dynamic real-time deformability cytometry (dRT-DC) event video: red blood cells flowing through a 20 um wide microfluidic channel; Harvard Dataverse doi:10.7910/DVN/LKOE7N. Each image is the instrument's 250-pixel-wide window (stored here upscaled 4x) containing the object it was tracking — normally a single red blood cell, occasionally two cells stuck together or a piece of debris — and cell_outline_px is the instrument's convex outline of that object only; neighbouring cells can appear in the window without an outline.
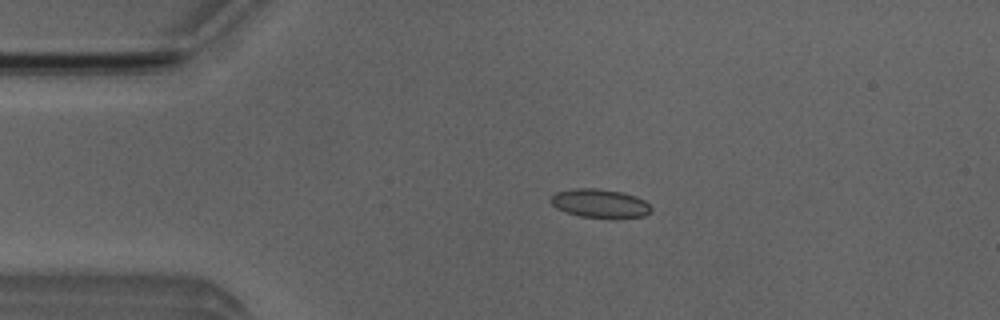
{"species": "Egyptian fruit bat (a non-hibernating species)", "species_latin": "Rousettus aegyptiacus", "temperature_condition": "room temperature", "stored_images_in_passage": 52, "camera_frame_rate_fps": 3000, "um_per_image_px": 0.085, "animal": {"sex": "male"}, "frame": {"image": 1, "passage_image": 11, "time_ms": 3.333, "image_size_px": [1000, 320], "cell_outline_px": [[652, 212], [644, 216], [580, 216], [564, 212], [556, 208], [548, 200], [556, 192], [572, 188], [592, 188], [620, 192], [636, 196], [644, 200], [652, 208]], "centroid_in_image_um": [50.94, 17.26], "position_along_channel_um": 34.1, "area_um2": 16.36}}
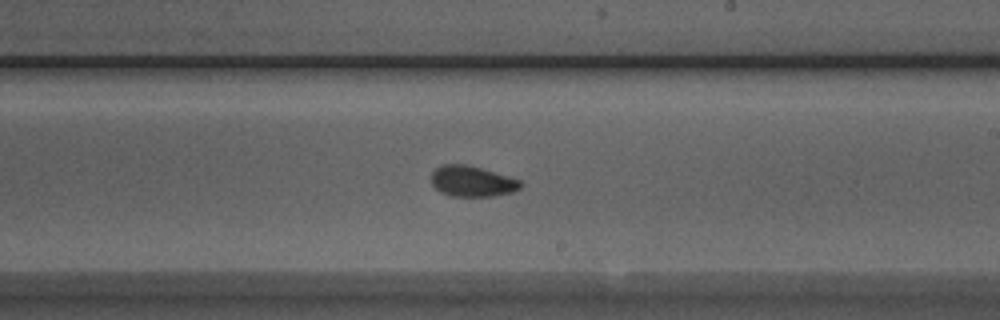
{"frame": {"image": 2, "passage_image": 30, "time_ms": 9.667, "image_size_px": [1000, 320], "cell_outline_px": [[524, 184], [520, 188], [512, 192], [492, 196], [448, 196], [440, 192], [432, 184], [432, 172], [436, 168], [444, 164], [464, 164], [480, 168], [520, 180]], "centroid_in_image_um": [40.12, 15.42], "position_along_channel_um": 248.9, "area_um2": 15.84}}
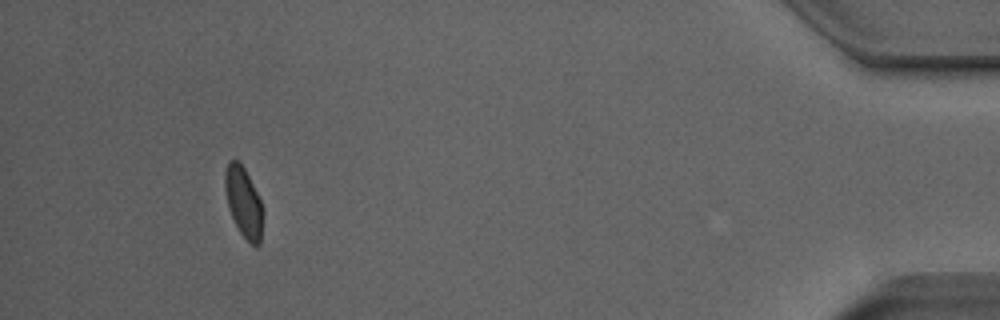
{"frame": {"image": 3, "passage_image": 48, "time_ms": 15.667, "image_size_px": [1000, 320], "cell_outline_px": [[264, 212], [260, 244], [256, 248], [240, 232], [228, 208], [224, 184], [224, 176], [228, 164], [232, 160], [236, 160], [244, 168], [260, 200]], "centroid_in_image_um": [20.72, 17.23], "position_along_channel_um": 414.5, "area_um2": 15.26}, "authors_computed_cell_mechanics": {"area_um2": 16.0973, "velocity_mm_per_s": 3.9749, "shape_relaxation_time_tau1_ms": 3.6331, "shape_relaxation_time_tau2_ms": 1.1388, "deformation_change_tau1": 0.123, "deformation_change_tau2": 0.0524}}